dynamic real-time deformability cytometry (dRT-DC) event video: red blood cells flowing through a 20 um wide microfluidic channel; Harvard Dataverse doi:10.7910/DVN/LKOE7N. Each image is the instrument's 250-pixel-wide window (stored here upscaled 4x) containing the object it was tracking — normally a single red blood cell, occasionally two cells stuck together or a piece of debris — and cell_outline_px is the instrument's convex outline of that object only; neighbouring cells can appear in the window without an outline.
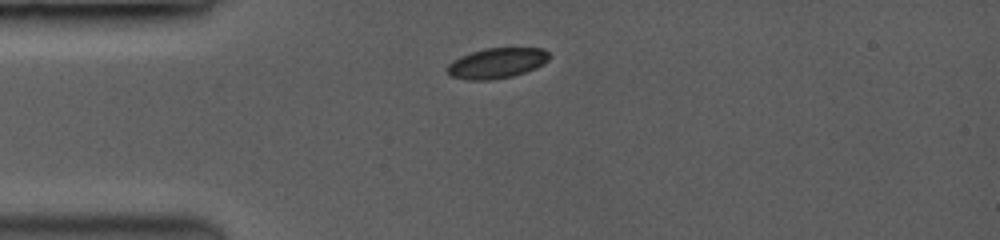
{"species": "common noctule bat (a hibernating species)", "species_latin": "Nyctalus noctula", "temperature_condition": "room temperature", "stored_images_in_passage": 5, "camera_frame_rate_fps": 3500, "um_per_image_px": 0.085, "animal": {"sex": "female", "body_mass_g": 19.0, "forearm_length_mm": 53.3}, "frame": {"image": 1, "passage_image": 1, "time_ms": 0.0, "image_size_px": [1000, 240], "cell_outline_px": [[548, 60], [524, 72], [512, 76], [488, 80], [468, 80], [452, 76], [448, 72], [448, 64], [460, 56], [484, 48], [540, 48], [548, 52]], "centroid_in_image_um": [42.19, 5.36], "position_along_channel_um": 42.8, "area_um2": 17.57}}
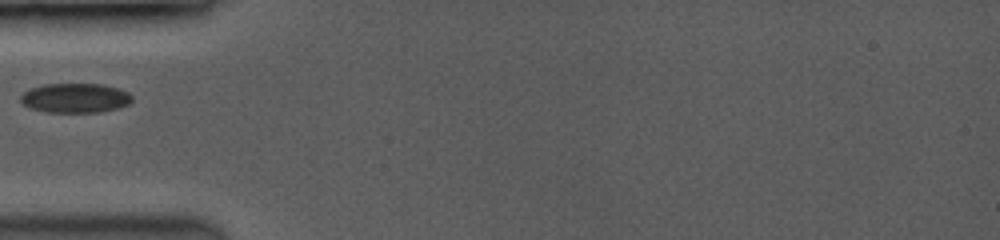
{"frame": {"image": 2, "passage_image": 3, "time_ms": 1.429, "image_size_px": [1000, 240], "cell_outline_px": [[132, 100], [128, 104], [116, 108], [96, 112], [48, 112], [32, 108], [24, 104], [20, 100], [20, 96], [24, 92], [32, 88], [44, 84], [100, 84], [116, 88], [132, 96]], "centroid_in_image_um": [6.36, 8.33], "position_along_channel_um": 78.6, "area_um2": 18.73}}
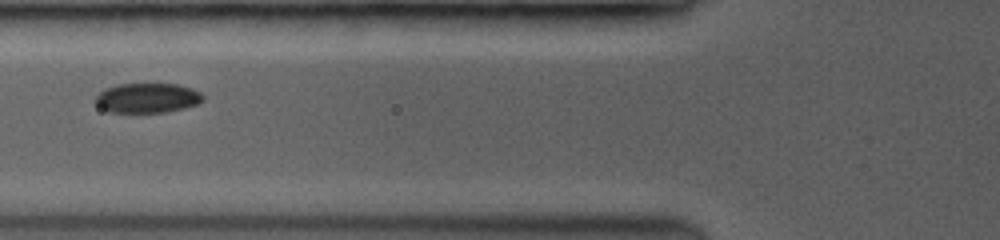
{"frame": {"image": 3, "passage_image": 4, "time_ms": 2.286, "image_size_px": [1000, 240], "cell_outline_px": [[204, 96], [196, 104], [184, 108], [164, 112], [108, 112], [100, 108], [96, 100], [96, 96], [104, 88], [120, 84], [176, 84], [192, 88], [200, 92]], "centroid_in_image_um": [12.5, 8.32], "position_along_channel_um": 113.3, "area_um2": 18.44}}